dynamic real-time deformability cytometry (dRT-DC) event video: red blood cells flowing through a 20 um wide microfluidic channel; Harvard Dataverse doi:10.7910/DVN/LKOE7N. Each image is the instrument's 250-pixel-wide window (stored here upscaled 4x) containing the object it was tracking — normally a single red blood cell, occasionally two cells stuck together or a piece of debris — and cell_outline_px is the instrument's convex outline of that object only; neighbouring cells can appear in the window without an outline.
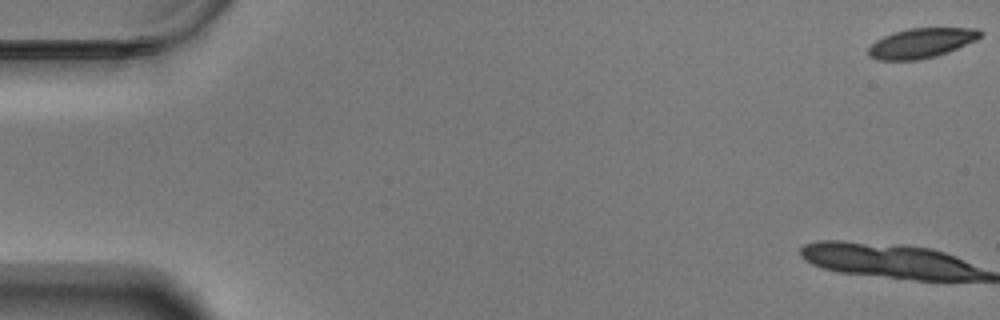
{"species": "Egyptian fruit bat (a non-hibernating species)", "species_latin": "Rousettus aegyptiacus", "temperature_condition": "warm", "stored_images_in_passage": 15, "camera_frame_rate_fps": 3000, "um_per_image_px": 0.085, "animal": {"sex": "male"}, "frame": {"image": 1, "passage_image": 1, "time_ms": 0.0, "image_size_px": [1000, 320], "cell_outline_px": [[984, 32], [976, 40], [948, 52], [936, 56], [916, 60], [876, 60], [868, 56], [868, 48], [876, 40], [892, 32], [908, 28], [980, 28]], "centroid_in_image_um": [78.31, 3.65], "position_along_channel_um": 6.7, "area_um2": 19.54}}